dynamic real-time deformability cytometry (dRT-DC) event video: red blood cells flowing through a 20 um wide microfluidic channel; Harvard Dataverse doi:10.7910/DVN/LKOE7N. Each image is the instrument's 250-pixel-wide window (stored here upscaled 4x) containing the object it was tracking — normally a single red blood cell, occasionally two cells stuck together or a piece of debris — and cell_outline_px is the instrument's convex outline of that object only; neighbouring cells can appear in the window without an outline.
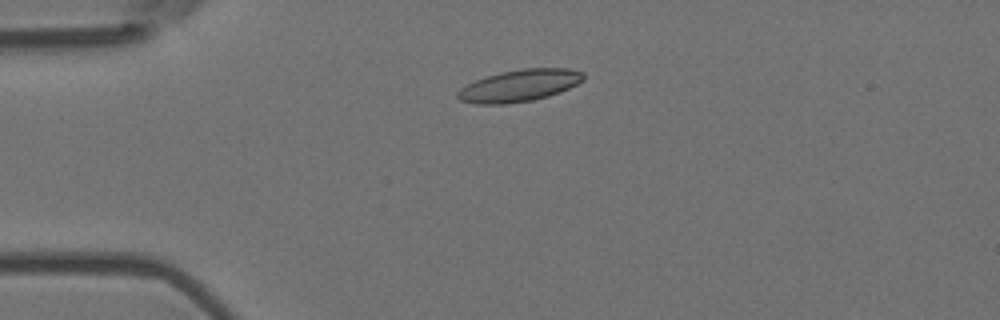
{"species": "Egyptian fruit bat (a non-hibernating species)", "species_latin": "Rousettus aegyptiacus", "temperature_condition": "room temperature", "stored_images_in_passage": 4, "camera_frame_rate_fps": 3000, "um_per_image_px": 0.085, "animal": {"sex": "female"}, "frame": {"image": 1, "passage_image": 4, "time_ms": 1.0, "image_size_px": [1000, 320], "cell_outline_px": [[584, 80], [560, 92], [548, 96], [532, 100], [504, 104], [476, 104], [460, 100], [456, 96], [456, 92], [460, 88], [476, 80], [500, 72], [524, 68], [568, 68], [584, 72]], "centroid_in_image_um": [44.15, 7.27], "position_along_channel_um": 40.9, "area_um2": 23.35}}